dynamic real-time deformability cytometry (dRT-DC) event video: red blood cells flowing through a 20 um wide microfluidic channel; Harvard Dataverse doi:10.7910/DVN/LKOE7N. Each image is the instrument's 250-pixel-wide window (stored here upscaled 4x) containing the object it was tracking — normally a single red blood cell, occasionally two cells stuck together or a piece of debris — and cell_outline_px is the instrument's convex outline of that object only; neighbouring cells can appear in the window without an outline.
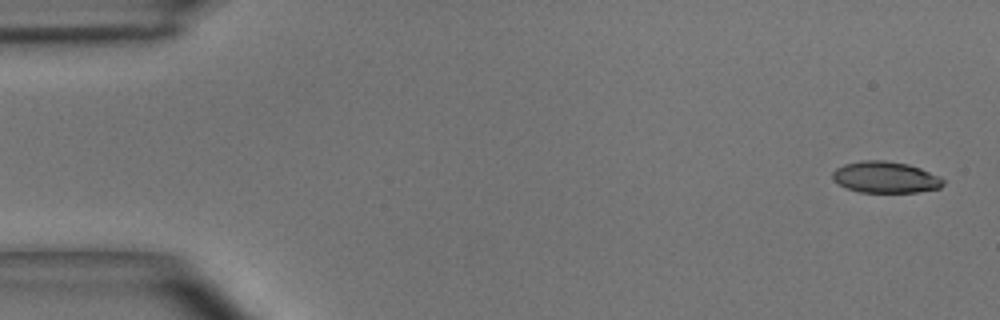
{"species": "common noctule bat (a hibernating species)", "species_latin": "Nyctalus noctula", "temperature_condition": "room temperature", "stored_images_in_passage": 6, "camera_frame_rate_fps": 3000, "um_per_image_px": 0.085, "animal": {"sex": "male", "body_mass_g": 15.6}, "frame": {"image": 1, "passage_image": 1, "time_ms": 0.0, "image_size_px": [1000, 320], "cell_outline_px": [[944, 184], [940, 188], [916, 192], [860, 192], [848, 188], [840, 184], [832, 176], [832, 172], [836, 168], [844, 164], [860, 160], [884, 160], [908, 164], [920, 168], [940, 176], [944, 180]], "centroid_in_image_um": [75.29, 15.05], "position_along_channel_um": 9.7, "area_um2": 20.17}}
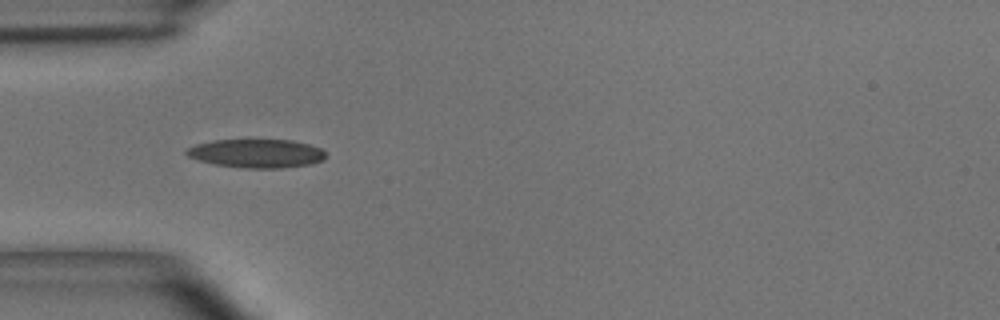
{"frame": {"image": 2, "passage_image": 4, "time_ms": 1.0, "image_size_px": [1000, 320], "cell_outline_px": [[324, 160], [312, 164], [284, 168], [244, 168], [216, 164], [200, 160], [188, 156], [184, 152], [188, 148], [196, 144], [212, 140], [292, 140], [308, 144], [320, 148], [324, 152]], "centroid_in_image_um": [21.82, 13.04], "position_along_channel_um": 63.2, "area_um2": 23.12}}
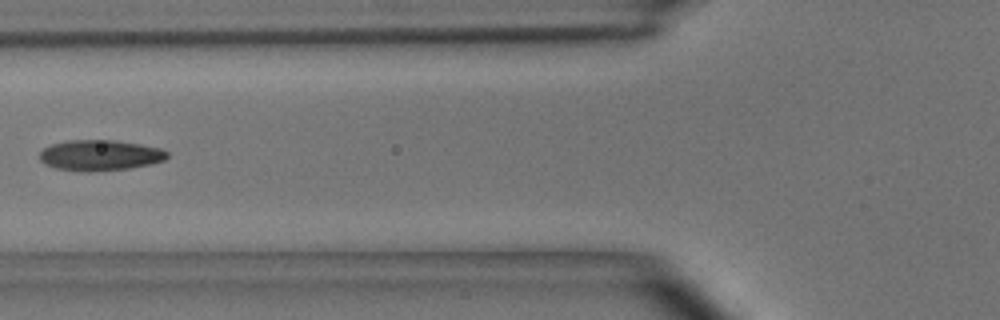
{"frame": {"image": 3, "passage_image": 5, "time_ms": 1.333, "image_size_px": [1000, 320], "cell_outline_px": [[168, 156], [164, 160], [152, 164], [128, 168], [88, 172], [56, 168], [40, 160], [40, 152], [44, 148], [52, 144], [68, 140], [116, 140], [140, 144], [160, 148], [168, 152]], "centroid_in_image_um": [8.52, 13.19], "position_along_channel_um": 117.3, "area_um2": 22.66}}